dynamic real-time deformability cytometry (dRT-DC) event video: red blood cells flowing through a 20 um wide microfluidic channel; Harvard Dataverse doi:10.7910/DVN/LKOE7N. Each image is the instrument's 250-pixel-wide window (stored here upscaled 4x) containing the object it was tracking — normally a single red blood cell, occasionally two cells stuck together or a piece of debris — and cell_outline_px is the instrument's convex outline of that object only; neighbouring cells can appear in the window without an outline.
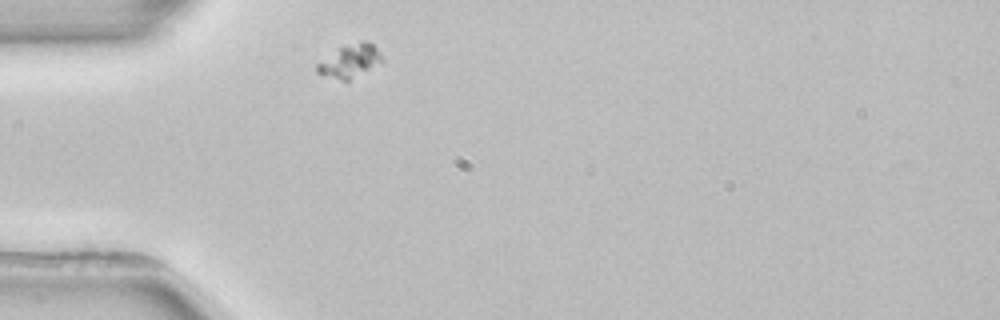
{"species": "common noctule bat (a hibernating species)", "species_latin": "Nyctalus noctula", "temperature_condition": "room temperature", "stored_images_in_passage": 1, "camera_frame_rate_fps": 3000, "um_per_image_px": 0.085, "animal": {"sex": "female", "body_mass_g": 22.7, "forearm_length_mm": 54.2}, "frame": {"image": 1, "passage_image": 1, "time_ms": 0.0, "image_size_px": [1000, 320], "cell_outline_px": [[384, 60], [348, 80], [344, 80], [316, 72], [316, 64], [340, 48], [364, 40], [368, 40], [376, 48]], "centroid_in_image_um": [29.75, 5.16], "position_along_channel_um": 55.2, "area_um2": 11.73}}